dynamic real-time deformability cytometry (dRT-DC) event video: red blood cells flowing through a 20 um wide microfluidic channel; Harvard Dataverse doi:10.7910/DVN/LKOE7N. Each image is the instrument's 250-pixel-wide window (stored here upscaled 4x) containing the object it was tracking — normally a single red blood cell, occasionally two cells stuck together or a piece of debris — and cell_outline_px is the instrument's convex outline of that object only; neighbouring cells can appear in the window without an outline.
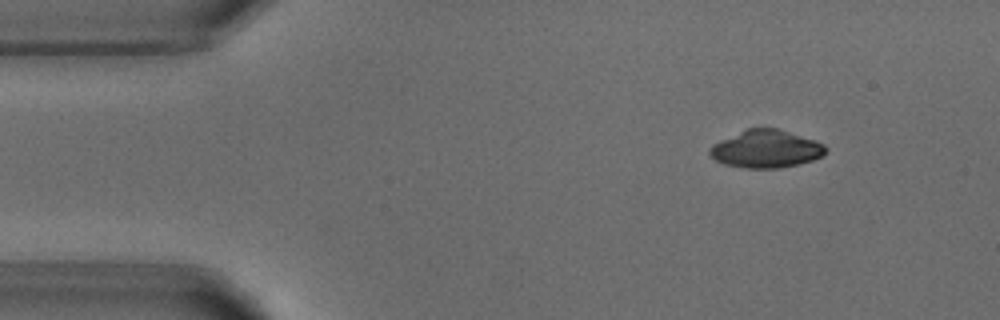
{"species": "common noctule bat (a hibernating species)", "species_latin": "Nyctalus noctula", "temperature_condition": "warm", "stored_images_in_passage": 3, "camera_frame_rate_fps": 3000, "um_per_image_px": 0.085, "animal": {"sex": "male", "body_mass_g": 18.8}, "frame": {"image": 1, "passage_image": 1, "time_ms": 0.0, "image_size_px": [1000, 320], "cell_outline_px": [[828, 152], [812, 160], [796, 164], [776, 168], [744, 168], [724, 164], [716, 160], [708, 152], [708, 148], [712, 144], [720, 140], [748, 128], [776, 128], [824, 144], [828, 148]], "centroid_in_image_um": [65.08, 12.66], "position_along_channel_um": 19.9, "area_um2": 25.14}}
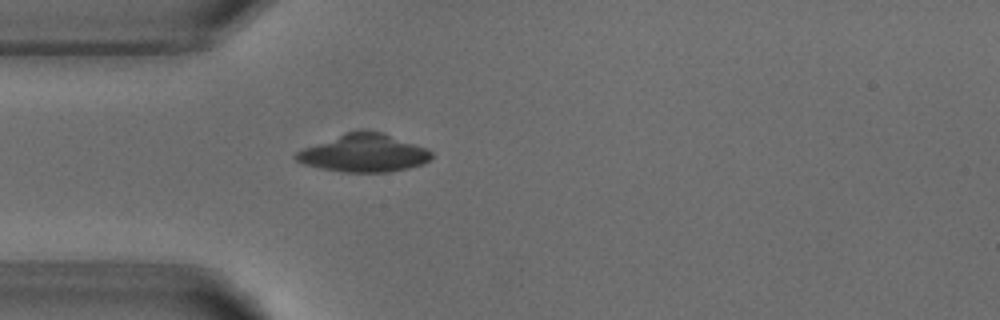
{"frame": {"image": 2, "passage_image": 3, "time_ms": 2.667, "image_size_px": [1000, 320], "cell_outline_px": [[432, 156], [424, 164], [408, 168], [388, 172], [340, 172], [320, 168], [304, 164], [296, 160], [292, 156], [296, 152], [304, 148], [348, 132], [360, 128], [380, 132], [428, 148], [432, 152]], "centroid_in_image_um": [30.94, 13.02], "position_along_channel_um": 54.1, "area_um2": 29.77}}